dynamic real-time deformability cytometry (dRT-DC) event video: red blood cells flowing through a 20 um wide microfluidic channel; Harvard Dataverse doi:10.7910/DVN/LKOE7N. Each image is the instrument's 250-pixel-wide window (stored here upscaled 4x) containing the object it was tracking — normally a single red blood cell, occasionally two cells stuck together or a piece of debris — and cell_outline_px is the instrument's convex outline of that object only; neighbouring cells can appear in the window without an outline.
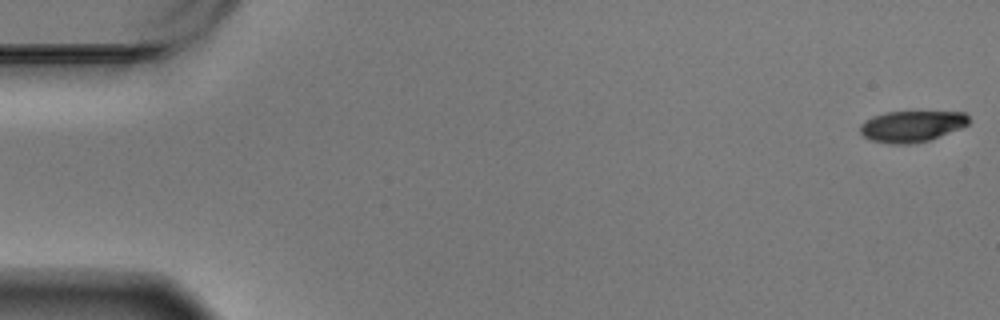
{"species": "Egyptian fruit bat (a non-hibernating species)", "species_latin": "Rousettus aegyptiacus", "temperature_condition": "warm", "stored_images_in_passage": 59, "camera_frame_rate_fps": 3000, "um_per_image_px": 0.085, "animal": {"sex": "male"}, "frame": {"image": 1, "passage_image": 1, "time_ms": 0.0, "image_size_px": [1000, 320], "cell_outline_px": [[968, 124], [960, 128], [928, 140], [912, 144], [892, 144], [872, 140], [864, 136], [860, 132], [860, 124], [864, 120], [872, 116], [888, 112], [964, 112], [968, 116]], "centroid_in_image_um": [77.46, 10.73], "position_along_channel_um": 7.5, "area_um2": 19.54}}
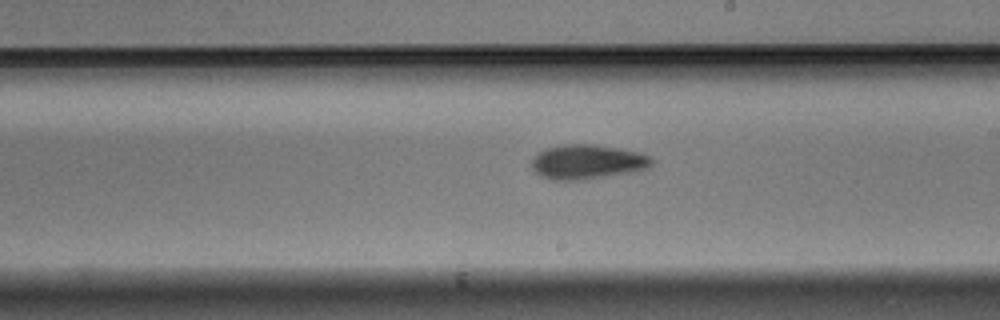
{"frame": {"image": 2, "passage_image": 34, "time_ms": 11.0, "image_size_px": [1000, 320], "cell_outline_px": [[652, 164], [648, 168], [632, 172], [584, 180], [552, 180], [540, 176], [532, 168], [532, 160], [540, 152], [548, 148], [564, 144], [592, 144], [616, 148], [636, 152], [648, 156], [652, 160]], "centroid_in_image_um": [49.9, 13.78], "position_along_channel_um": 239.1, "area_um2": 23.87}}
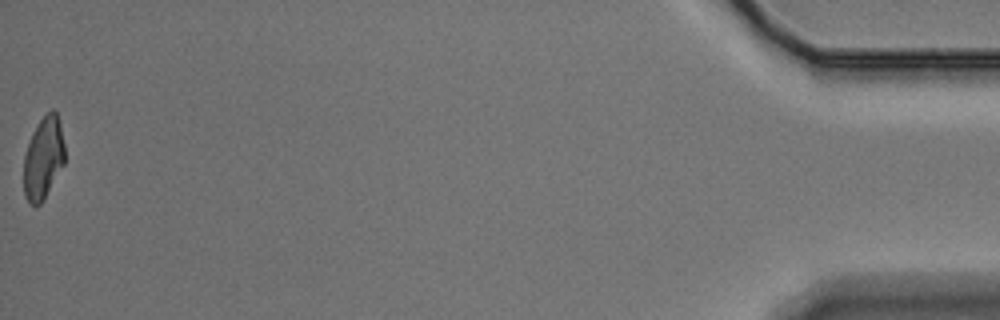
{"frame": {"image": 3, "passage_image": 59, "time_ms": 19.333, "image_size_px": [1000, 320], "cell_outline_px": [[64, 164], [44, 200], [40, 204], [28, 204], [24, 196], [24, 156], [32, 132], [40, 120], [52, 108], [56, 112], [60, 124], [64, 144]], "centroid_in_image_um": [3.68, 13.46], "position_along_channel_um": 431.5, "area_um2": 19.65}, "authors_computed_cell_mechanics": {"area_um2": 21.7328, "velocity_mm_per_s": 3.461, "shape_relaxation_time_tau1_ms": 3.178, "shape_relaxation_time_tau2_ms": 4.2478, "deformation_change_tau1": 0.1323, "deformation_change_tau2": 0.116}}